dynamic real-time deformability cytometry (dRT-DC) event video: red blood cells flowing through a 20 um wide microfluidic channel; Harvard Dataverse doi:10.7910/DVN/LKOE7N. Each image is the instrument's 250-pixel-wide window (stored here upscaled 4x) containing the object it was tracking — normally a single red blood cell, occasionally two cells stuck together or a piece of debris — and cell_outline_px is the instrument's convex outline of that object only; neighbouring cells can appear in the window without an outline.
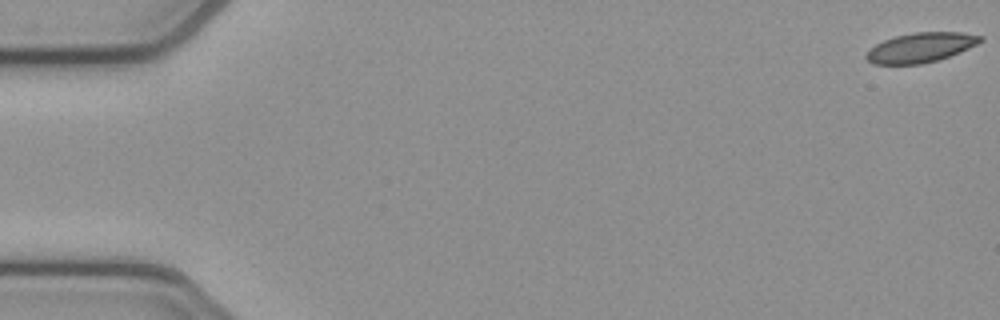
{"species": "common noctule bat (a hibernating species)", "species_latin": "Nyctalus noctula", "temperature_condition": "cold", "stored_images_in_passage": 54, "camera_frame_rate_fps": 3000, "um_per_image_px": 0.085, "animal": {"sex": "female", "body_mass_g": 21.9}, "frame": {"image": 1, "passage_image": 1, "time_ms": 0.0, "image_size_px": [1000, 320], "cell_outline_px": [[984, 40], [960, 52], [936, 60], [920, 64], [872, 64], [864, 56], [868, 48], [884, 40], [896, 36], [916, 32], [960, 32], [984, 36]], "centroid_in_image_um": [78.23, 4.03], "position_along_channel_um": 6.8, "area_um2": 19.65}}
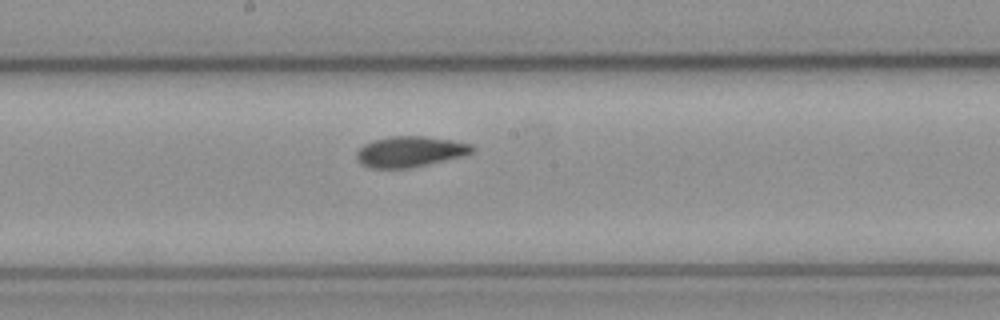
{"frame": {"image": 2, "passage_image": 29, "time_ms": 9.333, "image_size_px": [1000, 320], "cell_outline_px": [[476, 148], [472, 152], [464, 156], [408, 168], [372, 168], [360, 164], [356, 160], [356, 152], [364, 144], [372, 140], [392, 136], [424, 136], [452, 140], [472, 144]], "centroid_in_image_um": [34.84, 12.88], "position_along_channel_um": 213.4, "area_um2": 20.75}}
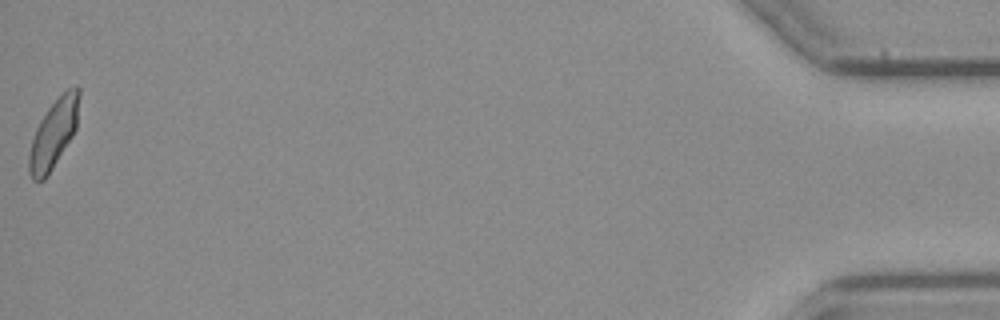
{"frame": {"image": 3, "passage_image": 54, "time_ms": 17.667, "image_size_px": [1000, 320], "cell_outline_px": [[80, 96], [76, 128], [72, 136], [52, 168], [44, 180], [32, 180], [28, 172], [28, 156], [32, 140], [36, 128], [40, 120], [48, 108], [68, 88], [76, 84], [80, 88]], "centroid_in_image_um": [4.56, 11.34], "position_along_channel_um": 430.6, "area_um2": 19.83}, "authors_computed_cell_mechanics": {"area_um2": 20.23, "velocity_mm_per_s": 3.8409, "shape_relaxation_time_tau1_ms": null, "shape_relaxation_time_tau2_ms": 2.2678, "deformation_change_tau1": null, "deformation_change_tau2": 0.0582}}